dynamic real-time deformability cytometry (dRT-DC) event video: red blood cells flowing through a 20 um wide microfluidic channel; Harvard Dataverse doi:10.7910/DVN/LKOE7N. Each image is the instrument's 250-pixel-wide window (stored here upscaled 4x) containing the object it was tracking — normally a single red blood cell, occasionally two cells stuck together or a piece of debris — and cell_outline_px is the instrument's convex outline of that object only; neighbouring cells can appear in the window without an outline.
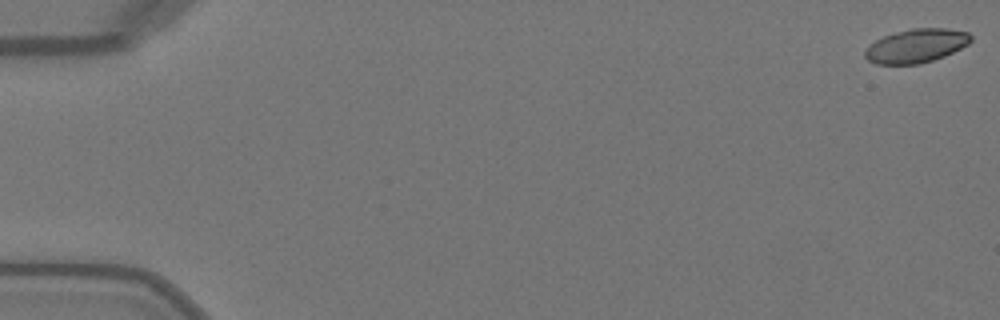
{"species": "Egyptian fruit bat (a non-hibernating species)", "species_latin": "Rousettus aegyptiacus", "temperature_condition": "warm", "stored_images_in_passage": 51, "camera_frame_rate_fps": 3000, "um_per_image_px": 0.085, "animal": {"sex": "female"}, "frame": {"image": 1, "passage_image": 1, "time_ms": 0.0, "image_size_px": [1000, 320], "cell_outline_px": [[972, 40], [968, 44], [944, 56], [920, 64], [876, 64], [868, 60], [864, 56], [864, 52], [868, 44], [884, 36], [896, 32], [912, 28], [948, 28], [968, 32], [972, 36]], "centroid_in_image_um": [77.86, 3.89], "position_along_channel_um": 7.1, "area_um2": 20.87}}
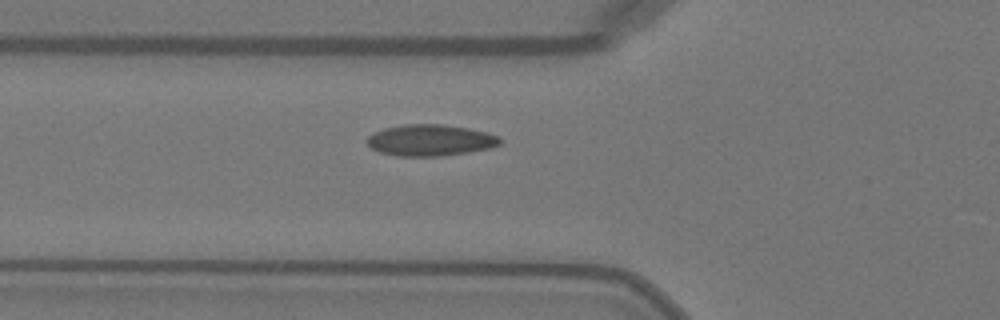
{"frame": {"image": 2, "passage_image": 19, "time_ms": 6.0, "image_size_px": [1000, 320], "cell_outline_px": [[504, 140], [500, 144], [488, 148], [468, 152], [440, 156], [396, 156], [380, 152], [372, 148], [368, 144], [368, 136], [384, 128], [404, 124], [444, 124], [468, 128], [500, 136]], "centroid_in_image_um": [36.6, 11.91], "position_along_channel_um": 89.2, "area_um2": 24.22}}
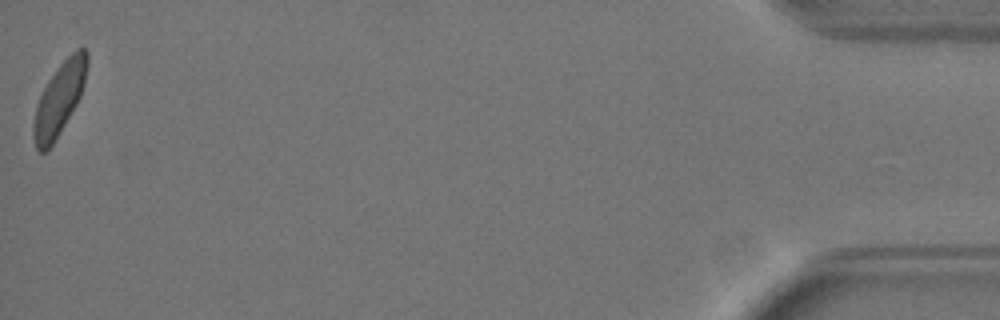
{"frame": {"image": 3, "passage_image": 51, "time_ms": 16.667, "image_size_px": [1000, 320], "cell_outline_px": [[88, 64], [84, 84], [80, 96], [76, 104], [48, 152], [40, 152], [36, 148], [32, 136], [32, 124], [36, 104], [48, 80], [60, 64], [76, 48], [84, 48], [88, 52]], "centroid_in_image_um": [5.02, 8.43], "position_along_channel_um": 430.2, "area_um2": 22.54}, "authors_computed_cell_mechanics": {"area_um2": 22.4842, "velocity_mm_per_s": 4.0543, "shape_relaxation_time_tau1_ms": 6.425, "shape_relaxation_time_tau2_ms": 1.8908, "deformation_change_tau1": 0.168, "deformation_change_tau2": 0.0597}}